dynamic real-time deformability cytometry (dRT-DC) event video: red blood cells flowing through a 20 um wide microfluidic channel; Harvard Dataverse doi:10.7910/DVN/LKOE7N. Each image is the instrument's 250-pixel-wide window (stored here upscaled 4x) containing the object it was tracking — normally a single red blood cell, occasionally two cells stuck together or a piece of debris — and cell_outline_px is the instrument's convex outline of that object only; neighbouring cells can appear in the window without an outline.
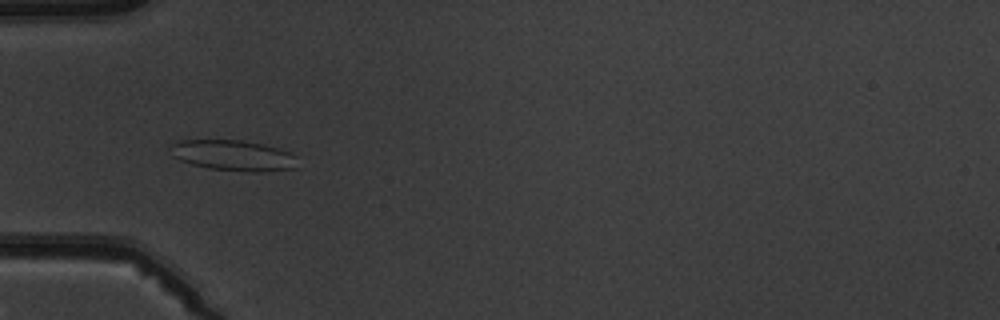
{"species": "common noctule bat (a hibernating species)", "species_latin": "Nyctalus noctula", "temperature_condition": "warm", "stored_images_in_passage": 4, "camera_frame_rate_fps": 3000, "um_per_image_px": 0.085, "animal": {"sex": "male", "body_mass_g": 19.5, "forearm_length_mm": 54.6}, "frame": {"image": 1, "passage_image": 4, "time_ms": 3.667, "image_size_px": [1000, 320], "cell_outline_px": [[296, 168], [268, 172], [252, 172], [208, 168], [192, 164], [180, 160], [172, 156], [168, 148], [172, 144], [180, 140], [240, 140], [264, 144], [288, 152], [296, 156]], "centroid_in_image_um": [19.81, 13.22], "position_along_channel_um": 65.2, "area_um2": 22.77}}